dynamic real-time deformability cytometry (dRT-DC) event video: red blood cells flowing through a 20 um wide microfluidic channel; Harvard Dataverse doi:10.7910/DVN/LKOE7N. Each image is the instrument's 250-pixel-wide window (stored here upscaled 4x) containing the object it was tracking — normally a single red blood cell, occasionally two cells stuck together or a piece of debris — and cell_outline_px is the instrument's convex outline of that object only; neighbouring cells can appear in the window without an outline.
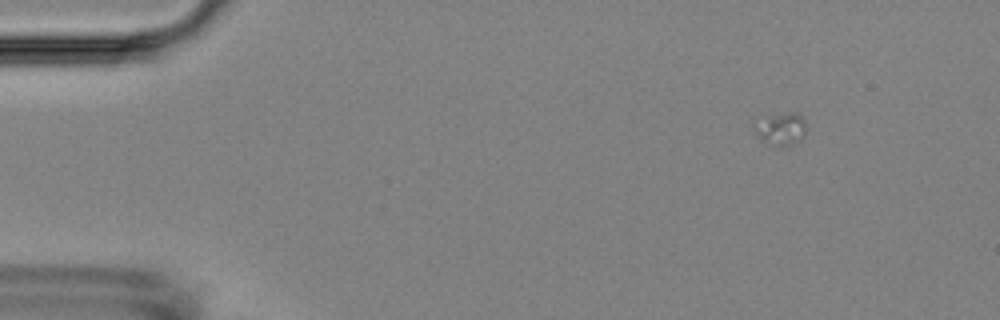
{"species": "Egyptian fruit bat (a non-hibernating species)", "species_latin": "Rousettus aegyptiacus", "temperature_condition": "room temperature", "stored_images_in_passage": 5, "camera_frame_rate_fps": 3000, "um_per_image_px": 0.085, "animal": {"sex": "female"}, "frame": {"image": 1, "passage_image": 3, "time_ms": 2.333, "image_size_px": [1000, 320], "cell_outline_px": [[808, 128], [804, 136], [800, 140], [792, 144], [768, 144], [756, 132], [752, 124], [752, 116], [788, 112], [796, 112], [804, 120]], "centroid_in_image_um": [66.32, 10.85], "position_along_channel_um": 18.7, "area_um2": 10.23}}